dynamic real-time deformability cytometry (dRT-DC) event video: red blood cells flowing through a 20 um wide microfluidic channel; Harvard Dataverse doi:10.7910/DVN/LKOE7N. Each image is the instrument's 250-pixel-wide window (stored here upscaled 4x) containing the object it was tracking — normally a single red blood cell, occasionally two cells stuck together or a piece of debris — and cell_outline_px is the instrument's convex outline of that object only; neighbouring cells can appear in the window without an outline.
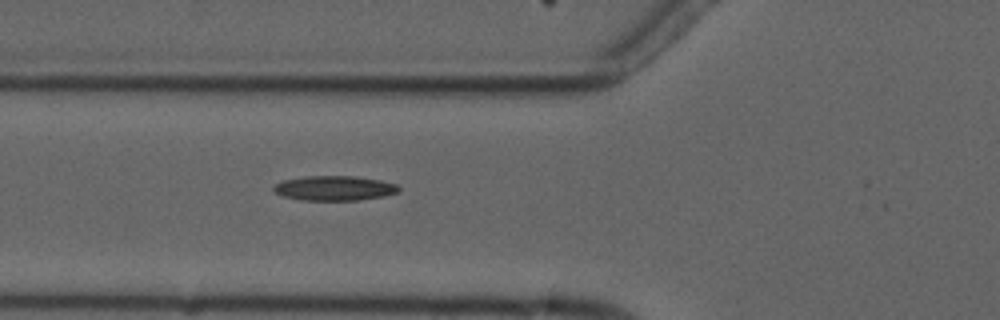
{"species": "common noctule bat (a hibernating species)", "species_latin": "Nyctalus noctula", "temperature_condition": "cold", "stored_images_in_passage": 2, "camera_frame_rate_fps": 3000, "um_per_image_px": 0.085, "animal": {"sex": "male", "forearm_length_mm": 52.5}, "frame": {"image": 1, "passage_image": 2, "time_ms": 1.0, "image_size_px": [1000, 320], "cell_outline_px": [[400, 192], [384, 196], [360, 200], [300, 200], [284, 196], [276, 192], [272, 188], [276, 184], [284, 180], [304, 176], [352, 176], [380, 180], [396, 184], [400, 188]], "centroid_in_image_um": [28.45, 16.0], "position_along_channel_um": 97.3, "area_um2": 17.98}}